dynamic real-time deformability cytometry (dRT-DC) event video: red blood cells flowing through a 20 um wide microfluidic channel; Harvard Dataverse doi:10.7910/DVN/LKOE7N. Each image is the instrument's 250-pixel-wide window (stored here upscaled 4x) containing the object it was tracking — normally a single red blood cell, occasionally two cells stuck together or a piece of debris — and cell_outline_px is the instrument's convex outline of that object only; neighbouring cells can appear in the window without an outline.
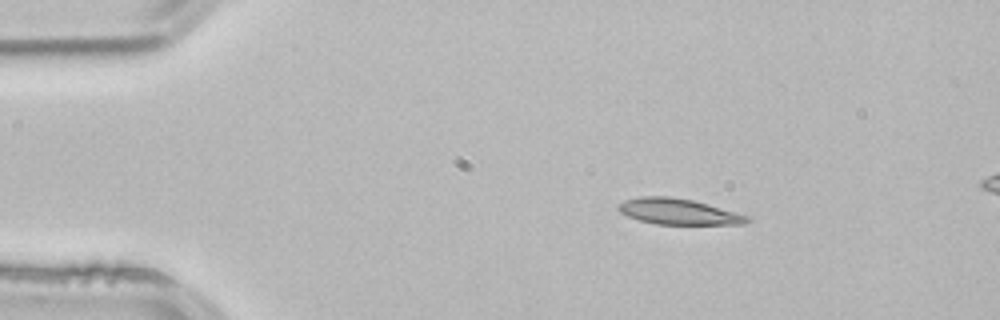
{"species": "common noctule bat (a hibernating species)", "species_latin": "Nyctalus noctula", "temperature_condition": "room temperature", "stored_images_in_passage": 3, "segment_of_instrument_passage": [1, 2], "camera_frame_rate_fps": 3000, "um_per_image_px": 0.085, "animal": {"sex": "male", "body_mass_g": 21.5, "forearm_length_mm": 52.0}, "frame": {"image": 1, "passage_image": 1, "time_ms": 0.0, "image_size_px": [1000, 320], "cell_outline_px": [[752, 220], [744, 224], [656, 224], [640, 220], [628, 216], [620, 212], [616, 208], [616, 204], [624, 200], [640, 196], [668, 196], [692, 200], [708, 204], [748, 216]], "centroid_in_image_um": [57.62, 17.98], "position_along_channel_um": 27.4, "area_um2": 19.36}}